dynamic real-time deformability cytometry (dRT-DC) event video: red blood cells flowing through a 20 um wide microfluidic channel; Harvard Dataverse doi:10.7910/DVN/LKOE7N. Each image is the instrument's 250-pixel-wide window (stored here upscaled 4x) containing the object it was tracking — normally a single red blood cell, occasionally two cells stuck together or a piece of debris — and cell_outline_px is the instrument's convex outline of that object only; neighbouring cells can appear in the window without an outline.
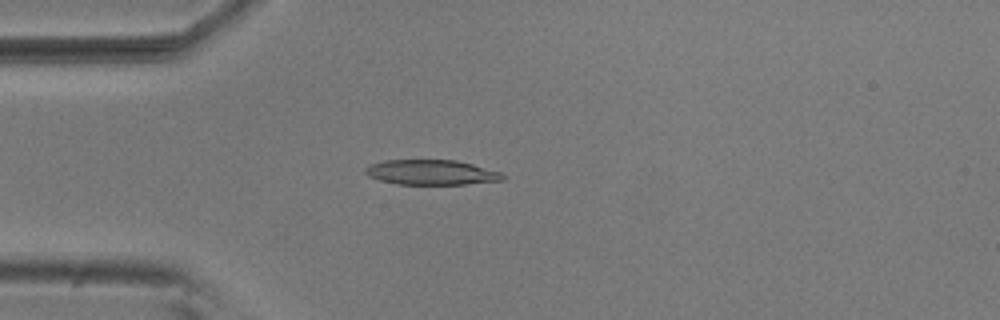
{"species": "common noctule bat (a hibernating species)", "species_latin": "Nyctalus noctula", "temperature_condition": "room temperature", "stored_images_in_passage": 4, "camera_frame_rate_fps": 3000, "um_per_image_px": 0.085, "animal": {"sex": "male", "body_mass_g": 20.5, "forearm_length_mm": 52.5}, "frame": {"image": 1, "passage_image": 4, "time_ms": 1.0, "image_size_px": [1000, 320], "cell_outline_px": [[508, 176], [504, 180], [464, 184], [396, 184], [380, 180], [368, 176], [364, 172], [364, 168], [372, 164], [384, 160], [456, 160], [472, 164], [500, 172]], "centroid_in_image_um": [36.67, 14.65], "position_along_channel_um": 48.3, "area_um2": 20.0}}